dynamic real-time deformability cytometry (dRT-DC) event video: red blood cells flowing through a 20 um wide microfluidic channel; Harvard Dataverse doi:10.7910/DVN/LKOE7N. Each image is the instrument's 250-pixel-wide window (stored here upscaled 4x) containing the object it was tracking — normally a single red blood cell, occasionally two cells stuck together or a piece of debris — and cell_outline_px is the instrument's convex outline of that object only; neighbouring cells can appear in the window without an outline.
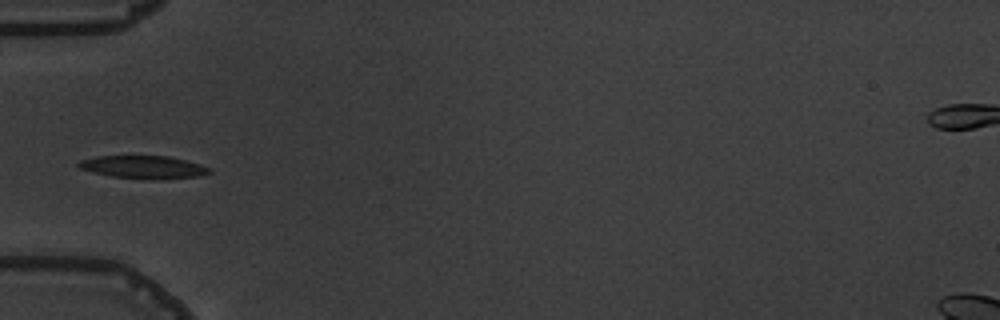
{"species": "common noctule bat (a hibernating species)", "species_latin": "Nyctalus noctula", "temperature_condition": "warm", "stored_images_in_passage": 6, "camera_frame_rate_fps": 3000, "um_per_image_px": 0.085, "animal": {"sex": "male", "body_mass_g": 19.5, "forearm_length_mm": 54.6}, "frame": {"image": 1, "passage_image": 6, "time_ms": 5.667, "image_size_px": [1000, 320], "cell_outline_px": [[212, 172], [200, 176], [156, 180], [148, 180], [112, 176], [92, 172], [80, 168], [76, 164], [80, 160], [96, 156], [168, 156], [200, 164], [212, 168]], "centroid_in_image_um": [12.22, 14.21], "position_along_channel_um": 72.8, "area_um2": 17.57}}